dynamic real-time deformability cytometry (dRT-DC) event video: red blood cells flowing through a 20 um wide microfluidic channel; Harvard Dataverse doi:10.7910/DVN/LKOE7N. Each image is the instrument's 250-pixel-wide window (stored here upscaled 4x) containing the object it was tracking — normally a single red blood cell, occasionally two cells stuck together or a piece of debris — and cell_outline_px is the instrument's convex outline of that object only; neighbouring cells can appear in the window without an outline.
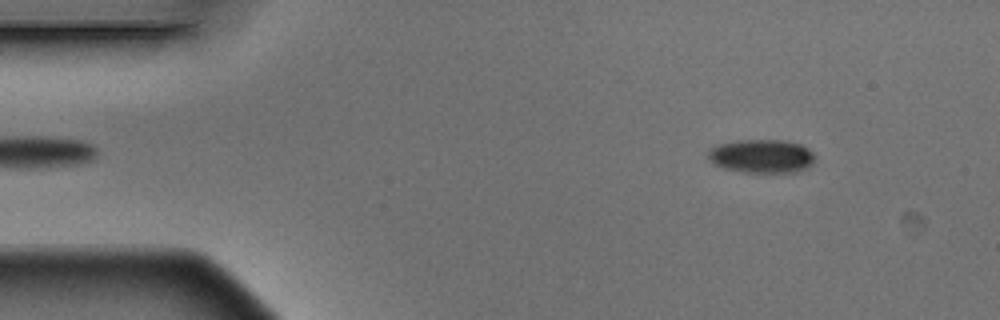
{"species": "Egyptian fruit bat (a non-hibernating species)", "species_latin": "Rousettus aegyptiacus", "temperature_condition": "warm", "stored_images_in_passage": 7, "camera_frame_rate_fps": 3000, "um_per_image_px": 0.085, "animal": {"sex": "male"}, "frame": {"image": 1, "passage_image": 1, "time_ms": 0.0, "image_size_px": [1000, 320], "cell_outline_px": [[812, 164], [796, 172], [744, 172], [724, 168], [716, 164], [708, 156], [708, 148], [720, 144], [740, 140], [784, 140], [800, 144], [808, 148], [812, 152]], "centroid_in_image_um": [64.73, 13.26], "position_along_channel_um": 20.3, "area_um2": 20.58}}
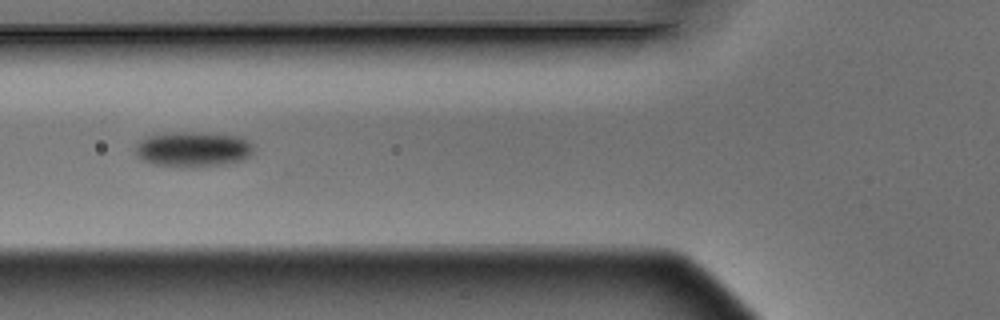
{"frame": {"image": 2, "passage_image": 5, "time_ms": 1.333, "image_size_px": [1000, 320], "cell_outline_px": [[252, 152], [248, 156], [240, 160], [220, 164], [196, 168], [180, 168], [156, 164], [144, 160], [136, 156], [136, 144], [144, 136], [160, 132], [208, 132], [244, 136], [252, 144]], "centroid_in_image_um": [16.37, 12.66], "position_along_channel_um": 109.4, "area_um2": 24.85}}
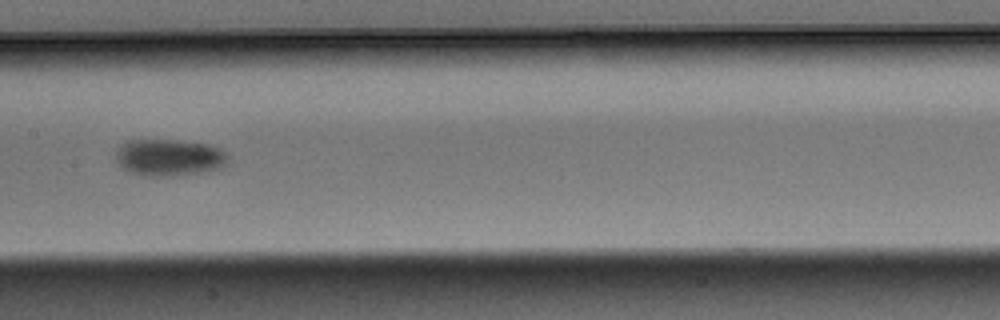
{"frame": {"image": 3, "passage_image": 7, "time_ms": 2.0, "image_size_px": [1000, 320], "cell_outline_px": [[228, 164], [220, 168], [200, 172], [176, 176], [144, 176], [132, 172], [124, 168], [116, 160], [116, 152], [120, 144], [128, 140], [176, 140], [208, 144], [220, 148], [228, 156]], "centroid_in_image_um": [14.39, 13.38], "position_along_channel_um": 193.0, "area_um2": 24.1}}